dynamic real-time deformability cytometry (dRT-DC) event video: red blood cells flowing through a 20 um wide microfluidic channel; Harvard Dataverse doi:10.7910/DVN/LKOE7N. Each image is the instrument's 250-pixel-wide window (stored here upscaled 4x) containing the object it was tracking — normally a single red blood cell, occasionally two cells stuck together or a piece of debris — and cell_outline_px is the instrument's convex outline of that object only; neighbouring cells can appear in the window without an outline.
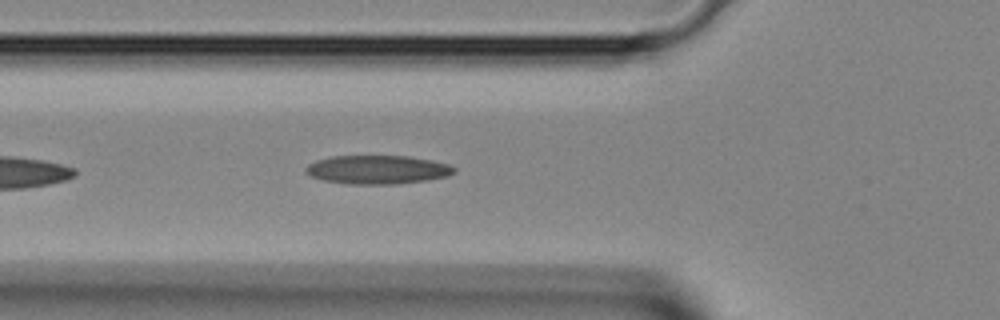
{"species": "Egyptian fruit bat (a non-hibernating species)", "species_latin": "Rousettus aegyptiacus", "temperature_condition": "room temperature", "stored_images_in_passage": 19, "camera_frame_rate_fps": 3000, "um_per_image_px": 0.085, "animal": {"sex": "female"}, "frame": {"image": 1, "passage_image": 4, "time_ms": 1.0, "image_size_px": [1000, 320], "cell_outline_px": [[456, 172], [448, 176], [428, 180], [396, 184], [348, 184], [324, 180], [312, 176], [304, 172], [304, 168], [308, 164], [316, 160], [332, 156], [408, 156], [432, 160], [448, 164], [456, 168]], "centroid_in_image_um": [32.1, 14.42], "position_along_channel_um": 93.7, "area_um2": 24.91}}